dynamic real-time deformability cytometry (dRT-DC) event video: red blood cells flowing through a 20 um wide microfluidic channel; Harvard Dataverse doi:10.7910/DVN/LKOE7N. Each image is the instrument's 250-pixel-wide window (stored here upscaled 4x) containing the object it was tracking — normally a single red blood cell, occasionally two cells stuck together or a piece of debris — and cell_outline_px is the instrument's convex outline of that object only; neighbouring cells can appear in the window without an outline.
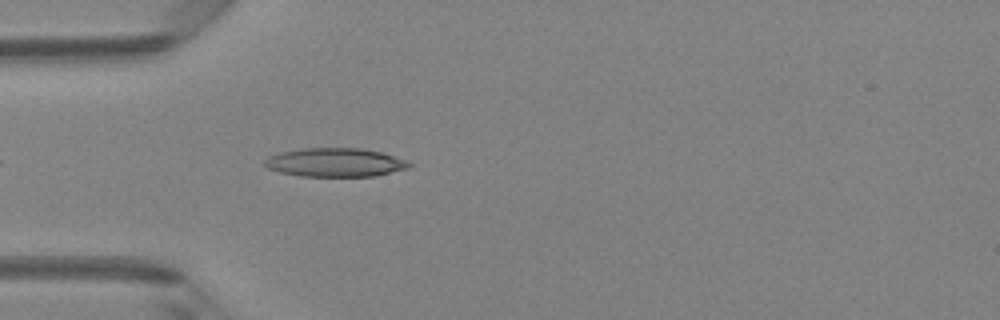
{"species": "Egyptian fruit bat (a non-hibernating species)", "species_latin": "Rousettus aegyptiacus", "temperature_condition": "room temperature", "stored_images_in_passage": 34, "camera_frame_rate_fps": 3000, "um_per_image_px": 0.085, "animal": {"sex": "female"}, "frame": {"image": 1, "passage_image": 5, "time_ms": 1.333, "image_size_px": [1000, 320], "cell_outline_px": [[412, 164], [408, 168], [376, 176], [300, 176], [280, 172], [268, 168], [264, 164], [264, 160], [268, 156], [280, 152], [304, 148], [360, 148], [380, 152], [404, 160]], "centroid_in_image_um": [28.45, 13.81], "position_along_channel_um": 56.6, "area_um2": 23.99}}
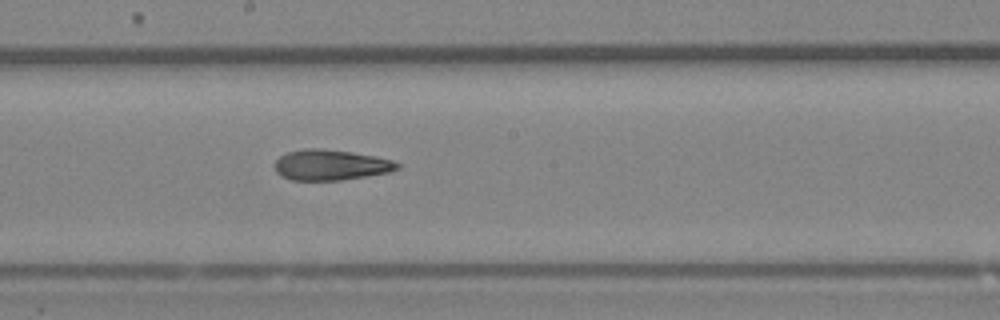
{"frame": {"image": 2, "passage_image": 17, "time_ms": 5.333, "image_size_px": [1000, 320], "cell_outline_px": [[400, 168], [388, 172], [340, 180], [292, 180], [280, 176], [276, 172], [276, 160], [280, 156], [288, 152], [304, 148], [320, 148], [352, 152], [376, 156], [392, 160], [400, 164]], "centroid_in_image_um": [28.1, 14.01], "position_along_channel_um": 220.1, "area_um2": 21.73}}
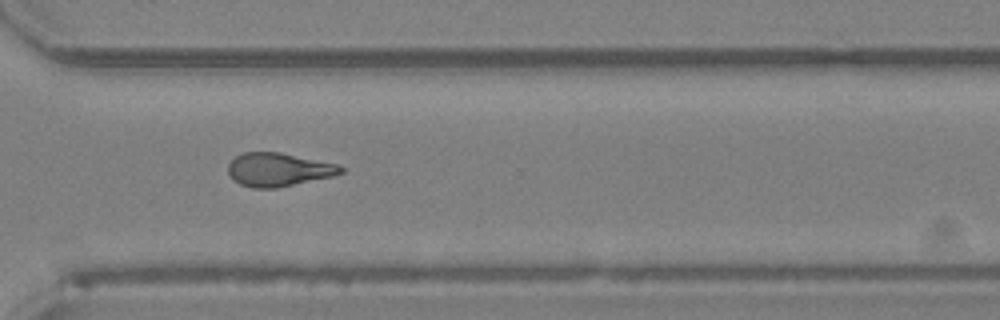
{"frame": {"image": 3, "passage_image": 26, "time_ms": 8.333, "image_size_px": [1000, 320], "cell_outline_px": [[348, 168], [344, 172], [332, 176], [276, 188], [252, 188], [240, 184], [232, 180], [228, 172], [228, 164], [236, 156], [244, 152], [280, 152], [336, 164]], "centroid_in_image_um": [23.66, 14.42], "position_along_channel_um": 346.9, "area_um2": 21.96}, "authors_computed_cell_mechanics": {"area_um2": 22.3975, "velocity_mm_per_s": 4.2131, "shape_relaxation_time_tau1_ms": 6.9815, "shape_relaxation_time_tau2_ms": 3.5887, "deformation_change_tau1": 0.1934, "deformation_change_tau2": 0.134}}